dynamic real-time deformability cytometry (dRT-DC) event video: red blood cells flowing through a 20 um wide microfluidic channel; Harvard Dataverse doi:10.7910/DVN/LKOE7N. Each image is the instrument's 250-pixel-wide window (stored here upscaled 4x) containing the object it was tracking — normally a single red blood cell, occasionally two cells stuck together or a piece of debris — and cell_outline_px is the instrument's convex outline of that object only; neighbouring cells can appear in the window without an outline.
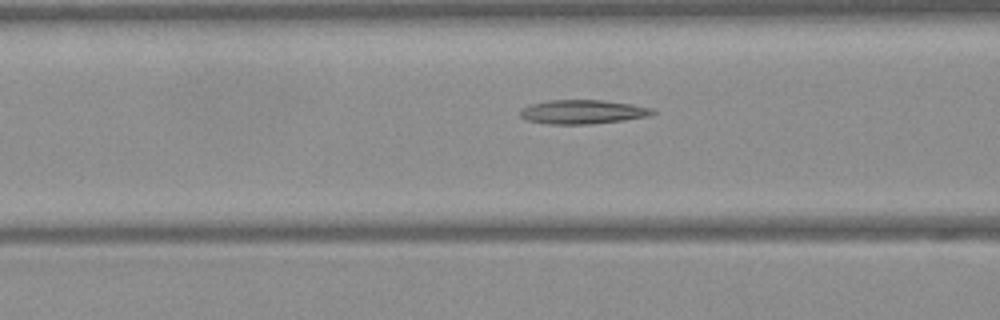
{"species": "Egyptian fruit bat (a non-hibernating species)", "species_latin": "Rousettus aegyptiacus", "temperature_condition": "warm", "stored_images_in_passage": 34, "camera_frame_rate_fps": 3000, "um_per_image_px": 0.085, "frame": {"image": 1, "passage_image": 13, "time_ms": 4.0, "image_size_px": [1000, 320], "cell_outline_px": [[656, 112], [648, 116], [624, 120], [588, 124], [548, 124], [528, 120], [520, 116], [520, 108], [532, 104], [548, 100], [600, 100], [632, 104], [652, 108]], "centroid_in_image_um": [49.51, 9.51], "position_along_channel_um": 117.1, "area_um2": 18.44}}
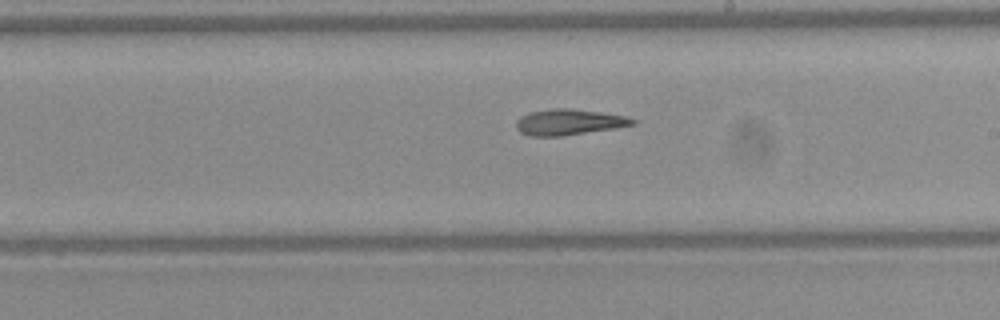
{"frame": {"image": 2, "passage_image": 22, "time_ms": 7.0, "image_size_px": [1000, 320], "cell_outline_px": [[636, 124], [616, 128], [560, 136], [528, 136], [520, 132], [516, 128], [516, 120], [520, 116], [528, 112], [552, 108], [568, 108], [600, 112], [624, 116], [636, 120]], "centroid_in_image_um": [48.31, 10.38], "position_along_channel_um": 240.7, "area_um2": 17.57}}
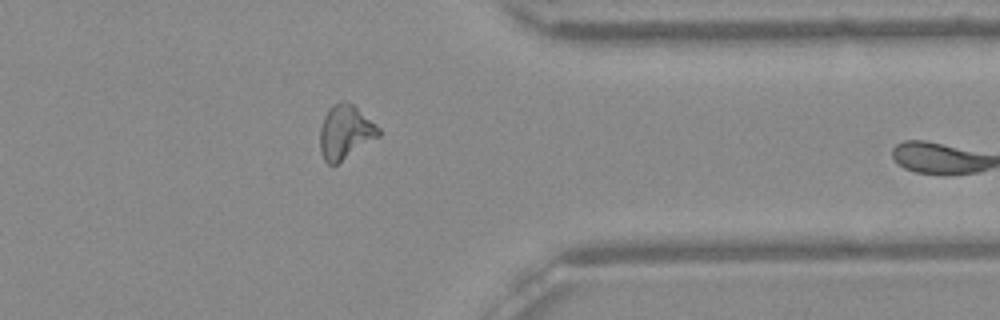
{"frame": {"image": 3, "passage_image": 33, "time_ms": 10.667, "image_size_px": [1000, 320], "cell_outline_px": [[380, 136], [336, 164], [328, 164], [324, 160], [320, 152], [320, 128], [324, 116], [328, 108], [332, 104], [352, 104], [380, 128]], "centroid_in_image_um": [29.33, 11.26], "position_along_channel_um": 382.1, "area_um2": 18.03}}